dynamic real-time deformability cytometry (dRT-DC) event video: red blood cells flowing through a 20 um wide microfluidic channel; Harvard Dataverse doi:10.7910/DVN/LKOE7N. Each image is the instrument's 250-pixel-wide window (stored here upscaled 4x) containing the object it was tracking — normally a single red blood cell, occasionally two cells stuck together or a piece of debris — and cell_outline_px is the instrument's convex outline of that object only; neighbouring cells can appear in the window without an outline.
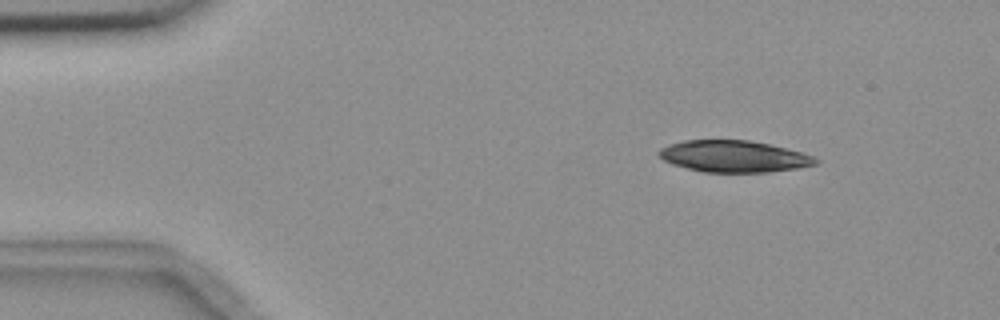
{"species": "common noctule bat (a hibernating species)", "species_latin": "Nyctalus noctula", "temperature_condition": "room temperature", "stored_images_in_passage": 5, "camera_frame_rate_fps": 3000, "um_per_image_px": 0.085, "animal": {"sex": "female", "body_mass_g": 18.4}, "frame": {"image": 1, "passage_image": 2, "time_ms": 2.0, "image_size_px": [1000, 320], "cell_outline_px": [[820, 160], [816, 164], [796, 168], [768, 172], [704, 172], [672, 164], [664, 160], [656, 152], [660, 148], [668, 144], [684, 140], [748, 140], [768, 144], [800, 152], [812, 156]], "centroid_in_image_um": [62.33, 13.29], "position_along_channel_um": 22.7, "area_um2": 28.67}}